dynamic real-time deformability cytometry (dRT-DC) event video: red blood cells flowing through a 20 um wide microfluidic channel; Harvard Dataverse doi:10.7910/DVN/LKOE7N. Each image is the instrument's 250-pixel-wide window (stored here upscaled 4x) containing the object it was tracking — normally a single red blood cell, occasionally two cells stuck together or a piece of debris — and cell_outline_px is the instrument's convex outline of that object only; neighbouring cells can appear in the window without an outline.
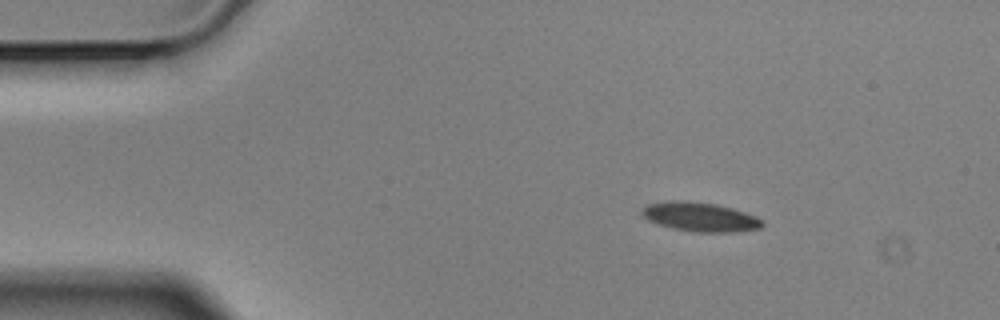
{"species": "Egyptian fruit bat (a non-hibernating species)", "species_latin": "Rousettus aegyptiacus", "temperature_condition": "cold", "stored_images_in_passage": 3, "camera_frame_rate_fps": 3000, "um_per_image_px": 0.085, "animal": {"sex": "male"}, "frame": {"image": 1, "passage_image": 1, "time_ms": 0.0, "image_size_px": [1000, 320], "cell_outline_px": [[764, 224], [760, 228], [732, 232], [692, 232], [672, 228], [648, 220], [640, 212], [648, 204], [668, 200], [680, 200], [716, 204], [732, 208], [756, 216], [764, 220]], "centroid_in_image_um": [59.52, 18.43], "position_along_channel_um": 25.5, "area_um2": 20.4}}